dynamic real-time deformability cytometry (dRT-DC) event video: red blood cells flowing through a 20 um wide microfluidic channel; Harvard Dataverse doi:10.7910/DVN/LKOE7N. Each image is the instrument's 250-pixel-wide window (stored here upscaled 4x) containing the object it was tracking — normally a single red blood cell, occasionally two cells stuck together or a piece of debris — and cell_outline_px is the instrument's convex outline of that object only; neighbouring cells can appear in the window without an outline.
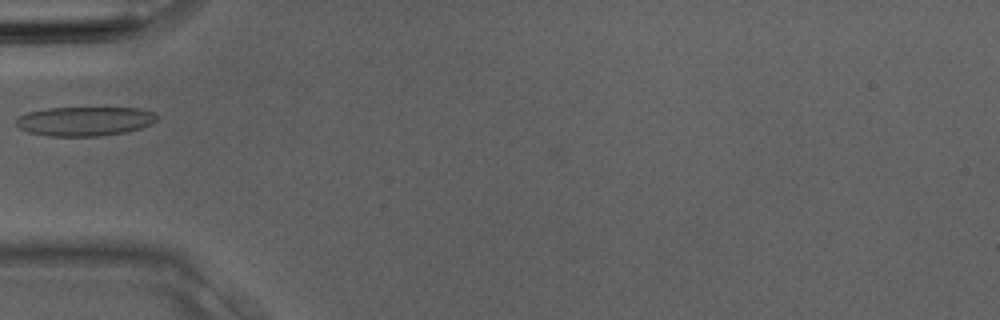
{"species": "Egyptian fruit bat (a non-hibernating species)", "species_latin": "Rousettus aegyptiacus", "temperature_condition": "room temperature", "stored_images_in_passage": 2, "camera_frame_rate_fps": 3000, "um_per_image_px": 0.085, "animal": {"sex": "male"}, "frame": {"image": 1, "passage_image": 2, "time_ms": 0.333, "image_size_px": [1000, 320], "cell_outline_px": [[156, 120], [152, 124], [140, 128], [124, 132], [100, 136], [48, 136], [28, 132], [20, 128], [16, 124], [16, 120], [20, 116], [28, 112], [48, 108], [140, 108], [156, 112]], "centroid_in_image_um": [7.22, 10.3], "position_along_channel_um": 77.8, "area_um2": 23.93}}